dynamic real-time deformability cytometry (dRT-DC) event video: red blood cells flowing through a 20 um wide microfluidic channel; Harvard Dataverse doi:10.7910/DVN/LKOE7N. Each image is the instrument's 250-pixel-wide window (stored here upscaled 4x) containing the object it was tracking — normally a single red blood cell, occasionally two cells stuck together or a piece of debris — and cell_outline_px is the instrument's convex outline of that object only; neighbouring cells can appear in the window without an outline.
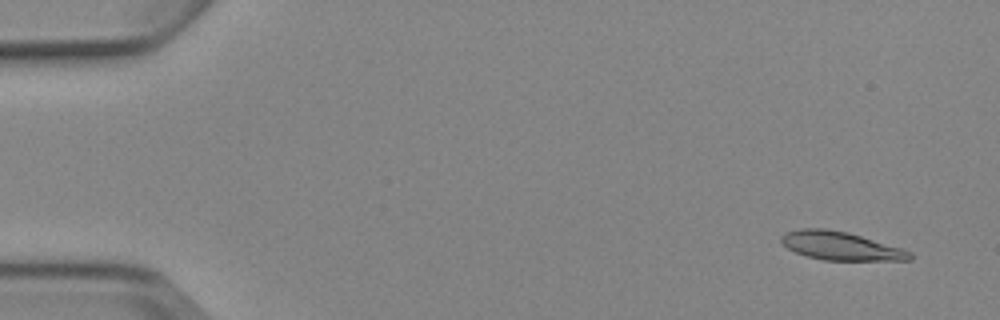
{"species": "Egyptian fruit bat (a non-hibernating species)", "species_latin": "Rousettus aegyptiacus", "temperature_condition": "cold", "stored_images_in_passage": 6, "camera_frame_rate_fps": 3000, "um_per_image_px": 0.085, "animal": {"sex": "female"}, "frame": {"image": 1, "passage_image": 2, "time_ms": 1.0, "image_size_px": [1000, 320], "cell_outline_px": [[912, 260], [824, 260], [808, 256], [796, 252], [788, 248], [780, 240], [780, 236], [784, 232], [800, 228], [824, 228], [848, 232], [900, 248], [912, 252]], "centroid_in_image_um": [71.42, 20.89], "position_along_channel_um": 13.6, "area_um2": 21.1}}